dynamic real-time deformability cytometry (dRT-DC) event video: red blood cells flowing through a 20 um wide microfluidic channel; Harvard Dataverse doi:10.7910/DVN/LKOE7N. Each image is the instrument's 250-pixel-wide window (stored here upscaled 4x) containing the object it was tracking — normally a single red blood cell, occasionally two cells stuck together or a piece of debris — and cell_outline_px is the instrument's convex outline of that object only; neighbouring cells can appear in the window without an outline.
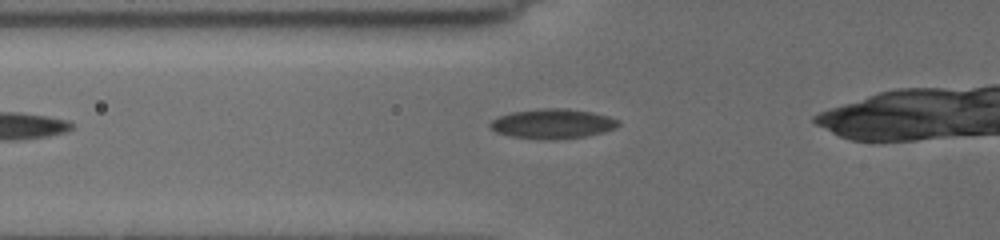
{"species": "common noctule bat (a hibernating species)", "species_latin": "Nyctalus noctula", "temperature_condition": "cold", "stored_images_in_passage": 5, "camera_frame_rate_fps": 3000, "um_per_image_px": 0.085, "animal": {"sex": "female", "body_mass_g": 19.5, "forearm_length_mm": 54.1}, "frame": {"image": 1, "passage_image": 5, "time_ms": 3.333, "image_size_px": [1000, 240], "cell_outline_px": [[620, 124], [616, 128], [604, 132], [584, 136], [552, 140], [548, 140], [512, 136], [496, 132], [488, 124], [492, 120], [500, 116], [512, 112], [540, 108], [568, 108], [592, 112], [608, 116], [620, 120]], "centroid_in_image_um": [47.0, 10.51], "position_along_channel_um": 78.8, "area_um2": 22.2}}